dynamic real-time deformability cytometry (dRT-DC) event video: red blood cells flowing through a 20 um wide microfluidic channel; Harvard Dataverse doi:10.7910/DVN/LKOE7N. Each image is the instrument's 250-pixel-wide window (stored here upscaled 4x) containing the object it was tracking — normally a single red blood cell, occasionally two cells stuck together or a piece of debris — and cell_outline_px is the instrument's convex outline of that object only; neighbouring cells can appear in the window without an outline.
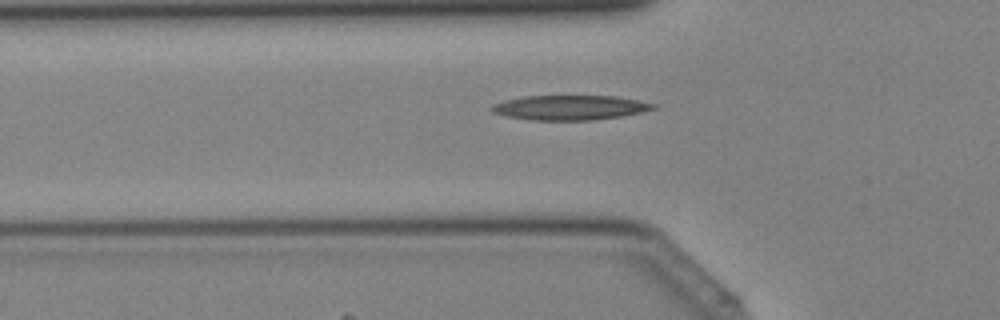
{"species": "Egyptian fruit bat (a non-hibernating species)", "species_latin": "Rousettus aegyptiacus", "temperature_condition": "cold", "stored_images_in_passage": 27, "camera_frame_rate_fps": 3000, "um_per_image_px": 0.085, "animal": {"sex": "female"}, "frame": {"image": 1, "passage_image": 3, "time_ms": 0.667, "image_size_px": [1000, 320], "cell_outline_px": [[656, 108], [624, 116], [596, 120], [528, 120], [504, 116], [492, 112], [492, 104], [504, 100], [524, 96], [616, 96], [656, 104]], "centroid_in_image_um": [48.41, 9.15], "position_along_channel_um": 77.4, "area_um2": 23.35}}
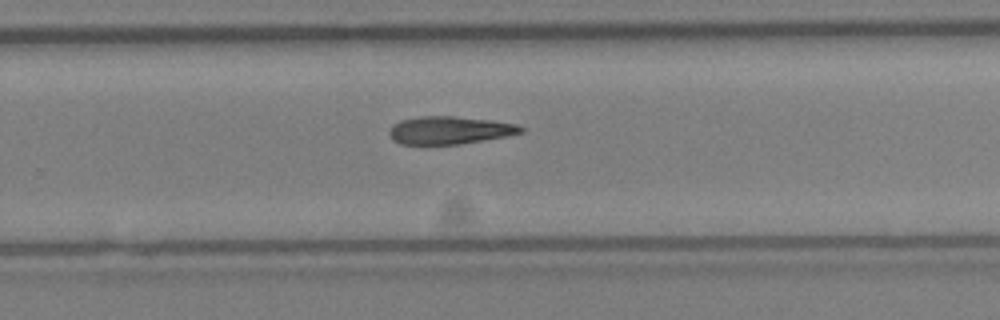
{"frame": {"image": 2, "passage_image": 16, "time_ms": 5.0, "image_size_px": [1000, 320], "cell_outline_px": [[524, 132], [504, 136], [460, 144], [400, 144], [392, 140], [388, 136], [388, 132], [392, 124], [400, 120], [420, 116], [452, 116], [488, 120], [516, 124], [524, 128]], "centroid_in_image_um": [38.14, 11.07], "position_along_channel_um": 291.7, "area_um2": 21.21}}
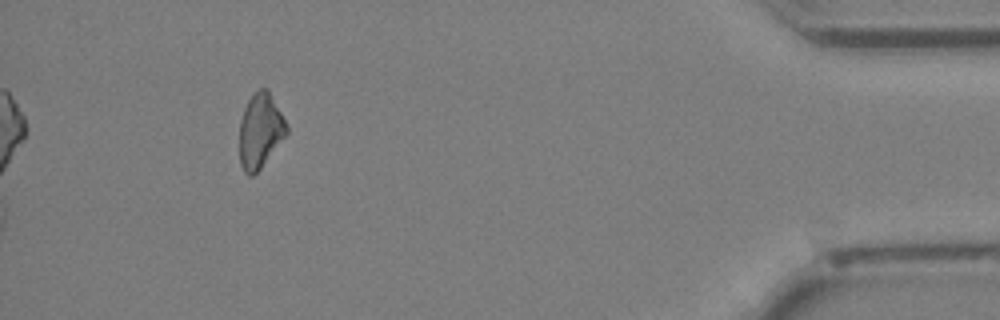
{"frame": {"image": 3, "passage_image": 27, "time_ms": 8.667, "image_size_px": [1000, 320], "cell_outline_px": [[288, 132], [260, 168], [252, 176], [248, 176], [244, 172], [240, 164], [240, 120], [244, 108], [252, 92], [260, 88], [268, 88], [288, 128]], "centroid_in_image_um": [22.09, 11.09], "position_along_channel_um": 413.1, "area_um2": 20.29}}